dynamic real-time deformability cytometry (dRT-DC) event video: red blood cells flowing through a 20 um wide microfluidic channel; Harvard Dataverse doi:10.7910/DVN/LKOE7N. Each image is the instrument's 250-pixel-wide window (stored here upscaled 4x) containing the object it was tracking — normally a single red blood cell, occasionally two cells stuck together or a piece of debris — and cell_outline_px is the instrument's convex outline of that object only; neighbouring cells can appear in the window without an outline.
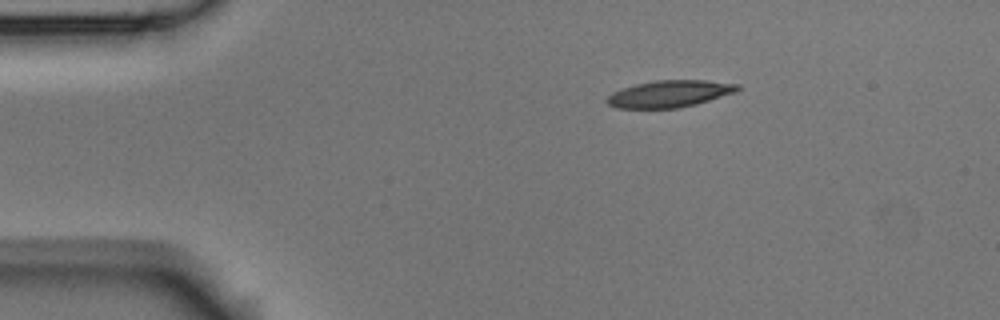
{"species": "Egyptian fruit bat (a non-hibernating species)", "species_latin": "Rousettus aegyptiacus", "temperature_condition": "room temperature", "stored_images_in_passage": 3, "camera_frame_rate_fps": 3000, "um_per_image_px": 0.085, "animal": {"sex": "male"}, "frame": {"image": 1, "passage_image": 1, "time_ms": 0.0, "image_size_px": [1000, 320], "cell_outline_px": [[740, 88], [736, 92], [696, 104], [676, 108], [616, 108], [608, 104], [608, 96], [612, 92], [636, 84], [656, 80], [704, 80], [740, 84]], "centroid_in_image_um": [56.94, 7.97], "position_along_channel_um": 28.1, "area_um2": 20.29}}
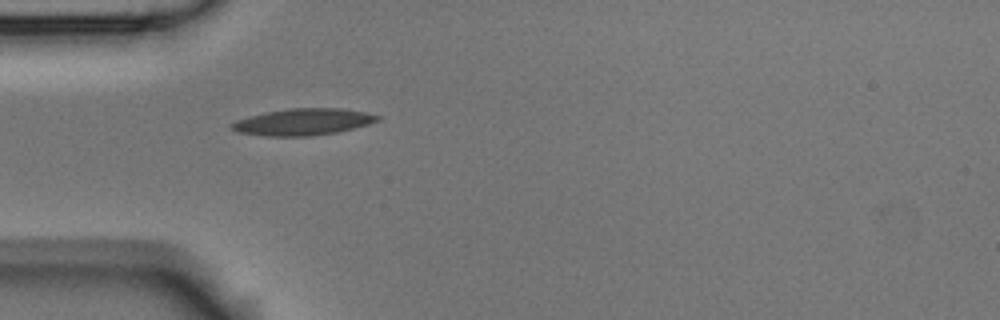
{"frame": {"image": 2, "passage_image": 3, "time_ms": 2.333, "image_size_px": [1000, 320], "cell_outline_px": [[380, 120], [368, 124], [336, 132], [308, 136], [264, 136], [236, 132], [228, 128], [228, 124], [236, 120], [248, 116], [264, 112], [292, 108], [340, 108], [364, 112], [380, 116]], "centroid_in_image_um": [25.67, 10.36], "position_along_channel_um": 59.3, "area_um2": 22.72}}